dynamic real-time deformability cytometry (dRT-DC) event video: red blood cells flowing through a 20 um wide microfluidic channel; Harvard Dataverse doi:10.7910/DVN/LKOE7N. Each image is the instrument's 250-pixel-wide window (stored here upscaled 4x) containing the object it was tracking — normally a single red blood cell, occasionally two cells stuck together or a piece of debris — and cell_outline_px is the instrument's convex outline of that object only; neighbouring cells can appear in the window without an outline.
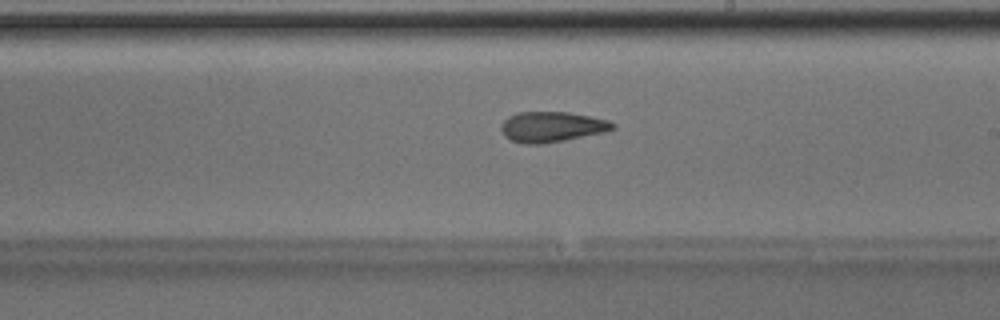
{"species": "Egyptian fruit bat (a non-hibernating species)", "species_latin": "Rousettus aegyptiacus", "temperature_condition": "room temperature", "stored_images_in_passage": 37, "camera_frame_rate_fps": 3000, "um_per_image_px": 0.085, "animal": {"sex": "male"}, "frame": {"image": 1, "passage_image": 16, "time_ms": 5.0, "image_size_px": [1000, 320], "cell_outline_px": [[616, 128], [604, 132], [544, 144], [524, 144], [512, 140], [504, 136], [500, 128], [500, 124], [508, 116], [516, 112], [568, 112], [608, 120], [616, 124]], "centroid_in_image_um": [46.87, 10.78], "position_along_channel_um": 242.1, "area_um2": 19.83}, "authors_computed_cell_mechanics": {"area_um2": 19.4786, "velocity_mm_per_s": 4.0518, "shape_relaxation_time_tau1_ms": null, "shape_relaxation_time_tau2_ms": 3.2786, "deformation_change_tau1": null, "deformation_change_tau2": 0.1232}}